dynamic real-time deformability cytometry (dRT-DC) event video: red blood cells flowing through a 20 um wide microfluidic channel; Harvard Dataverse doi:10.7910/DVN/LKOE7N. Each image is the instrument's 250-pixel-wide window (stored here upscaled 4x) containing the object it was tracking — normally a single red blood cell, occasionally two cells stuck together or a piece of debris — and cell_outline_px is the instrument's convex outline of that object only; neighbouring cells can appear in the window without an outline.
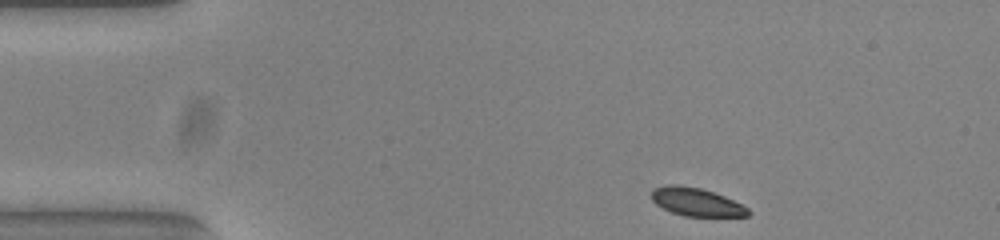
{"species": "common noctule bat (a hibernating species)", "species_latin": "Nyctalus noctula", "temperature_condition": "warm", "stored_images_in_passage": 46, "camera_frame_rate_fps": 3000, "um_per_image_px": 0.085, "animal": {"sex": "female", "body_mass_g": 23.0, "forearm_length_mm": 53.4}, "frame": {"image": 1, "passage_image": 1, "time_ms": 0.0, "image_size_px": [1000, 240], "cell_outline_px": [[752, 212], [748, 216], [684, 216], [672, 212], [656, 204], [652, 200], [652, 188], [668, 184], [676, 184], [700, 188], [724, 196], [748, 208]], "centroid_in_image_um": [59.17, 17.16], "position_along_channel_um": 25.8, "area_um2": 15.72}}
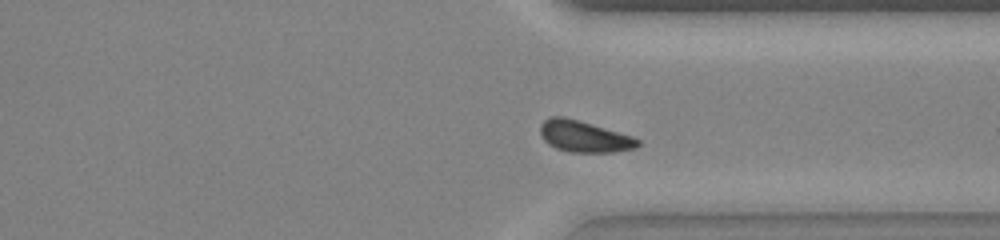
{"frame": {"image": 2, "passage_image": 33, "time_ms": 10.667, "image_size_px": [1000, 240], "cell_outline_px": [[640, 144], [636, 148], [612, 152], [568, 152], [556, 148], [548, 144], [544, 140], [540, 132], [540, 124], [548, 116], [564, 116], [592, 124], [632, 136], [640, 140]], "centroid_in_image_um": [49.62, 11.59], "position_along_channel_um": 361.8, "area_um2": 17.86}}
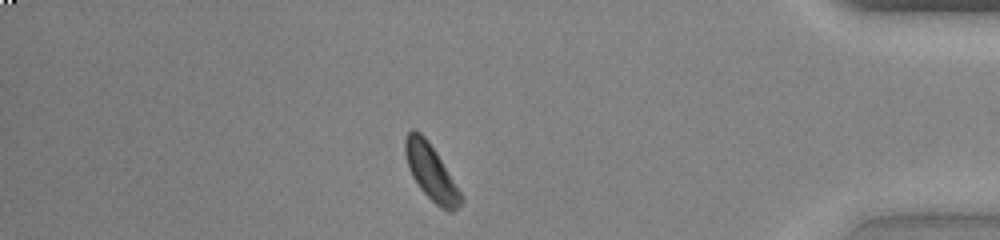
{"frame": {"image": 3, "passage_image": 39, "time_ms": 12.667, "image_size_px": [1000, 240], "cell_outline_px": [[464, 200], [452, 212], [448, 212], [440, 208], [420, 188], [412, 176], [408, 168], [404, 152], [404, 140], [408, 132], [412, 128], [420, 132], [428, 140], [436, 152], [464, 196]], "centroid_in_image_um": [36.64, 14.63], "position_along_channel_um": 398.6, "area_um2": 18.15}}